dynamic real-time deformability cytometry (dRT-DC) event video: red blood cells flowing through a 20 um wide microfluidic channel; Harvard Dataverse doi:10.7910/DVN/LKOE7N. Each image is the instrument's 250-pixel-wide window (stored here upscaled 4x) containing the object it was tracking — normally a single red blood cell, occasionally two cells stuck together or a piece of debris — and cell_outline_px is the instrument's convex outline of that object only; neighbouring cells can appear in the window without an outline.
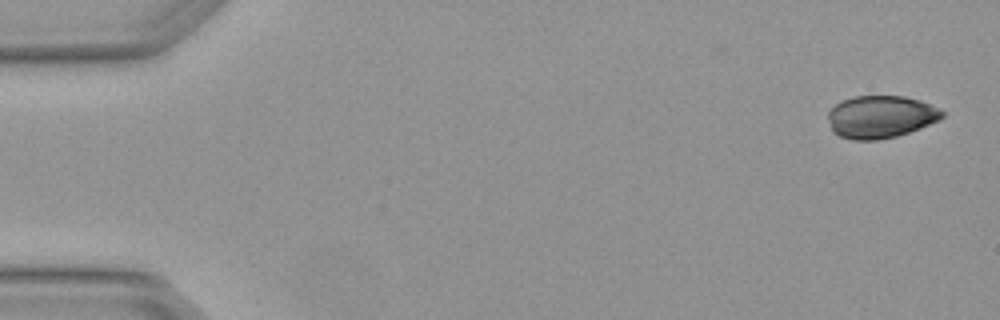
{"species": "Egyptian fruit bat (a non-hibernating species)", "species_latin": "Rousettus aegyptiacus", "temperature_condition": "warm", "stored_images_in_passage": 4, "camera_frame_rate_fps": 3000, "um_per_image_px": 0.085, "animal": {"sex": "female"}, "frame": {"image": 1, "passage_image": 1, "time_ms": 0.0, "image_size_px": [1000, 320], "cell_outline_px": [[944, 116], [940, 120], [920, 128], [896, 136], [876, 140], [852, 140], [840, 136], [832, 132], [828, 120], [828, 112], [836, 104], [844, 100], [856, 96], [904, 96], [920, 100], [940, 108], [944, 112]], "centroid_in_image_um": [74.87, 9.93], "position_along_channel_um": 10.1, "area_um2": 28.32}}
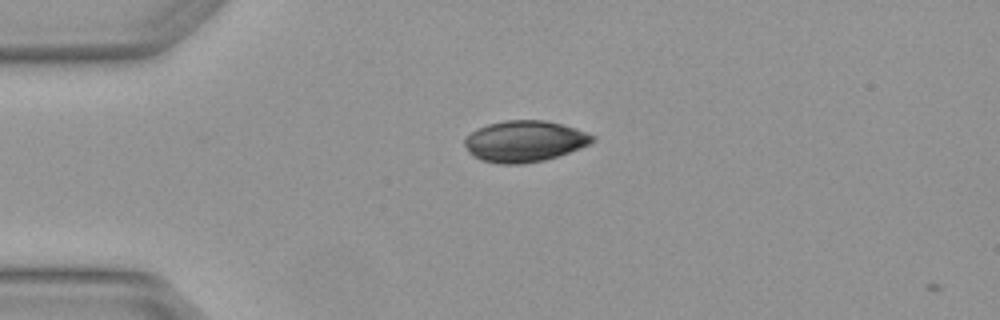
{"frame": {"image": 2, "passage_image": 3, "time_ms": 0.667, "image_size_px": [1000, 320], "cell_outline_px": [[596, 140], [580, 148], [544, 160], [524, 164], [496, 164], [480, 160], [472, 156], [468, 152], [464, 144], [464, 140], [472, 132], [488, 124], [504, 120], [544, 120], [560, 124], [596, 136]], "centroid_in_image_um": [44.55, 12.02], "position_along_channel_um": 40.5, "area_um2": 30.52}}